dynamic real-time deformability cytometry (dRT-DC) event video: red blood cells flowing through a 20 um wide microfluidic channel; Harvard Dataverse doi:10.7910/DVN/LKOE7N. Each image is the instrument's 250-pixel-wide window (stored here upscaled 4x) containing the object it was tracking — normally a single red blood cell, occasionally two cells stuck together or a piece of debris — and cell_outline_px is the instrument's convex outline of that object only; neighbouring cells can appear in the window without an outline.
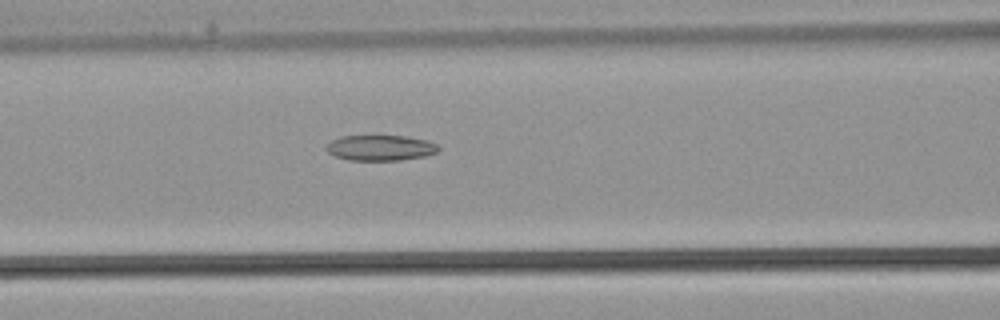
{"species": "common noctule bat (a hibernating species)", "species_latin": "Nyctalus noctula", "temperature_condition": "warm", "stored_images_in_passage": 33, "camera_frame_rate_fps": 3000, "um_per_image_px": 0.085, "animal": {"sex": "male", "body_mass_g": 21.5, "forearm_length_mm": 52.0}, "frame": {"image": 1, "passage_image": 12, "time_ms": 3.667, "image_size_px": [1000, 320], "cell_outline_px": [[440, 148], [436, 152], [424, 156], [400, 160], [348, 160], [336, 156], [328, 152], [328, 144], [332, 140], [340, 136], [404, 136], [424, 140], [436, 144]], "centroid_in_image_um": [32.33, 12.57], "position_along_channel_um": 134.3, "area_um2": 16.36}}
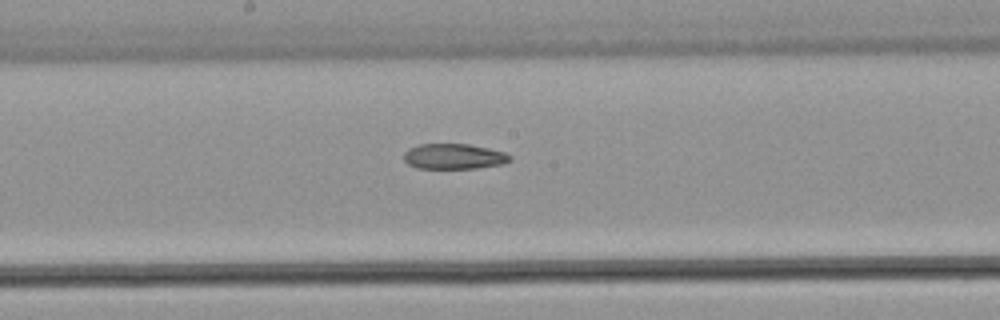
{"frame": {"image": 2, "passage_image": 16, "time_ms": 5.0, "image_size_px": [1000, 320], "cell_outline_px": [[512, 160], [504, 164], [476, 168], [416, 168], [408, 164], [404, 160], [404, 152], [408, 148], [420, 144], [468, 144], [488, 148], [504, 152], [512, 156]], "centroid_in_image_um": [38.59, 13.29], "position_along_channel_um": 209.6, "area_um2": 15.78}}
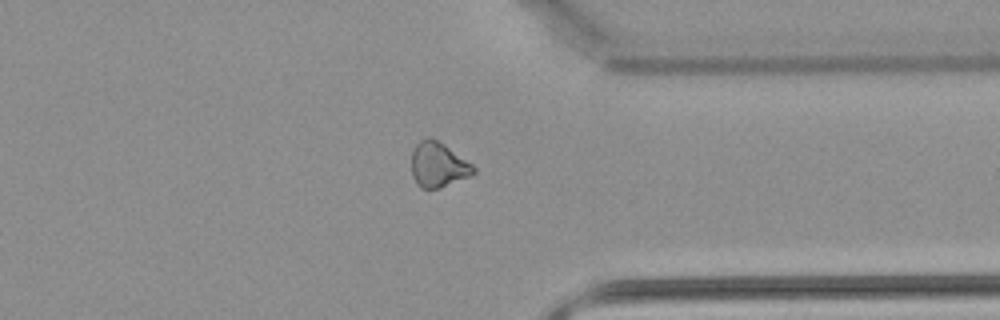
{"frame": {"image": 3, "passage_image": 25, "time_ms": 8.0, "image_size_px": [1000, 320], "cell_outline_px": [[476, 172], [468, 176], [440, 188], [420, 188], [416, 184], [412, 176], [412, 152], [416, 144], [420, 140], [428, 136], [432, 136], [444, 144], [472, 164], [476, 168]], "centroid_in_image_um": [37.22, 13.99], "position_along_channel_um": 374.2, "area_um2": 16.24}}